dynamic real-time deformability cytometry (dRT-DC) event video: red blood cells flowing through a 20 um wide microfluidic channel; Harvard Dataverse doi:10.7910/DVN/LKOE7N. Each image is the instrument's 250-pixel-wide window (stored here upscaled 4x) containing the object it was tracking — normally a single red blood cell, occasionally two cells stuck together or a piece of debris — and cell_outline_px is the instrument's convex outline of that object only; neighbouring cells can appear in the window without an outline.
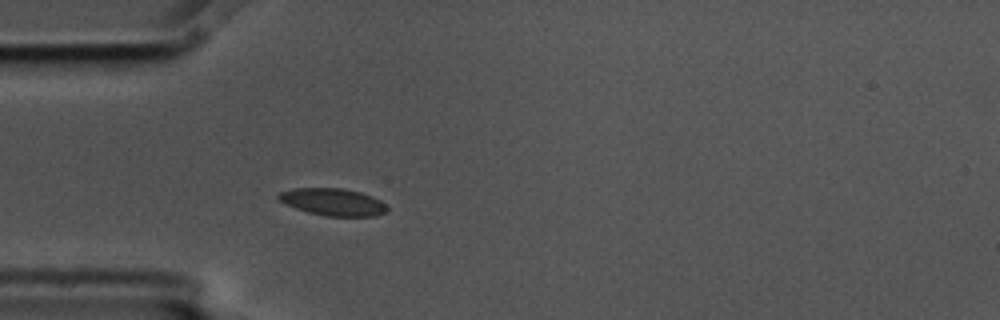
{"species": "common noctule bat (a hibernating species)", "species_latin": "Nyctalus noctula", "temperature_condition": "cold", "stored_images_in_passage": 3, "camera_frame_rate_fps": 3000, "um_per_image_px": 0.085, "animal": {"sex": "male", "body_mass_g": 17.5, "forearm_length_mm": 52.3}, "frame": {"image": 1, "passage_image": 3, "time_ms": 0.667, "image_size_px": [1000, 320], "cell_outline_px": [[388, 208], [384, 212], [376, 216], [324, 216], [308, 212], [296, 208], [280, 200], [276, 196], [280, 192], [296, 188], [340, 188], [360, 192], [372, 196], [380, 200]], "centroid_in_image_um": [28.31, 17.17], "position_along_channel_um": 56.7, "area_um2": 16.99}}